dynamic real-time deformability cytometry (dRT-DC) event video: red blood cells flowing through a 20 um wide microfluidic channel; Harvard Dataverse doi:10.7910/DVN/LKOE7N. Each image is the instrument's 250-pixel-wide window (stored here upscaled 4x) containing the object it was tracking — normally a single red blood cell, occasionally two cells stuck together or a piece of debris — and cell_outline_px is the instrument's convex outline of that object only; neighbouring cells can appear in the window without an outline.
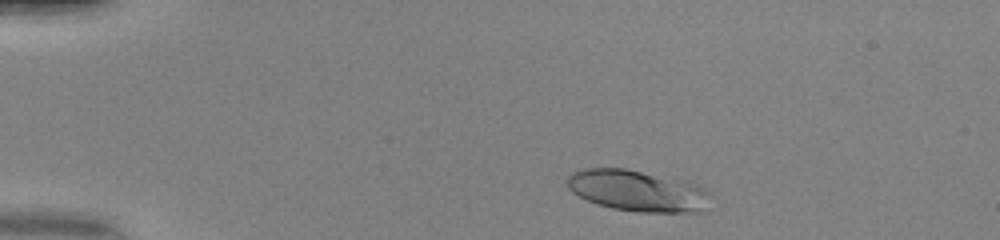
{"species": "human", "species_latin": "Homo sapiens", "temperature_condition": "warm", "stored_images_in_passage": 43, "camera_frame_rate_fps": 3000, "um_per_image_px": 0.085, "donor": {"sex": "female"}, "frame": {"image": 1, "passage_image": 3, "time_ms": 0.667, "image_size_px": [1000, 240], "cell_outline_px": [[712, 196], [704, 212], [640, 212], [612, 208], [596, 204], [572, 192], [568, 188], [568, 176], [572, 172], [584, 168], [624, 168], [696, 184], [704, 188]], "centroid_in_image_um": [54.2, 16.23], "position_along_channel_um": 30.8, "area_um2": 34.22}}
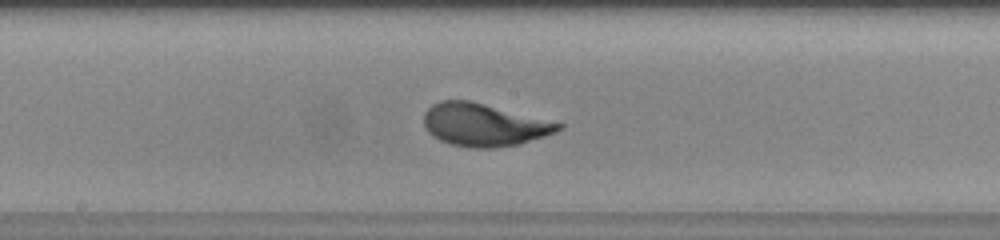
{"frame": {"image": 2, "passage_image": 21, "time_ms": 6.667, "image_size_px": [1000, 240], "cell_outline_px": [[564, 128], [556, 132], [520, 144], [496, 148], [468, 148], [452, 144], [440, 140], [432, 136], [428, 132], [424, 124], [424, 112], [432, 104], [440, 100], [468, 100], [564, 124]], "centroid_in_image_um": [41.11, 10.62], "position_along_channel_um": 207.1, "area_um2": 33.35}}
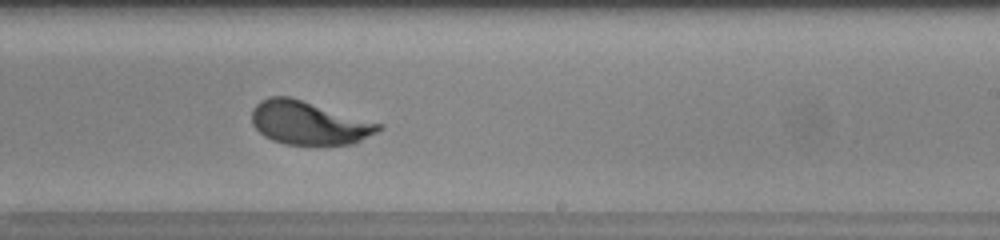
{"frame": {"image": 3, "passage_image": 25, "time_ms": 8.0, "image_size_px": [1000, 240], "cell_outline_px": [[384, 128], [356, 144], [284, 144], [272, 140], [264, 136], [252, 124], [252, 108], [260, 100], [268, 96], [288, 96], [384, 124]], "centroid_in_image_um": [26.27, 10.45], "position_along_channel_um": 262.7, "area_um2": 32.14}, "authors_computed_cell_mechanics": {"area_um2": 32.4258, "velocity_mm_per_s": 4.1866, "shape_relaxation_time_tau1_ms": 2.3647, "shape_relaxation_time_tau2_ms": null, "deformation_change_tau1": 0.1717, "deformation_change_tau2": null}}